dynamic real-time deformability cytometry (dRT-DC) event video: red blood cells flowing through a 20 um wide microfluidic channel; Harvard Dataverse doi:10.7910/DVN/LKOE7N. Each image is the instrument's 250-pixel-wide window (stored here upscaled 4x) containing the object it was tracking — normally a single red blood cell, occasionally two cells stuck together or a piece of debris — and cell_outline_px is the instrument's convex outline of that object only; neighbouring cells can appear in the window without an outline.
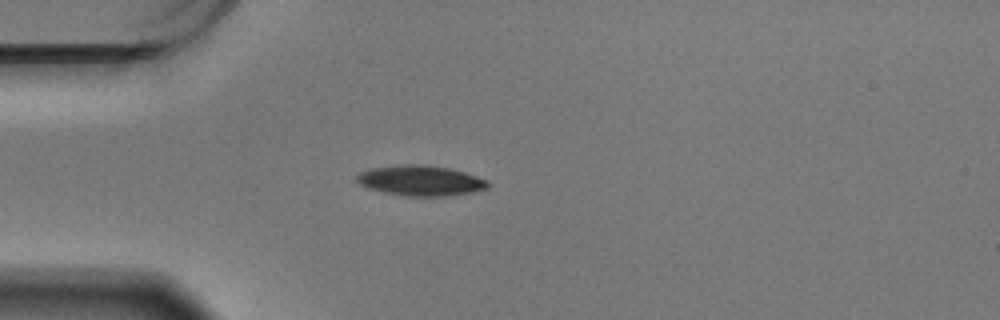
{"species": "Egyptian fruit bat (a non-hibernating species)", "species_latin": "Rousettus aegyptiacus", "temperature_condition": "warm", "stored_images_in_passage": 44, "camera_frame_rate_fps": 3000, "um_per_image_px": 0.085, "animal": {"sex": "male"}, "frame": {"image": 1, "passage_image": 1, "time_ms": 0.0, "image_size_px": [1000, 320], "cell_outline_px": [[488, 188], [472, 192], [448, 196], [408, 196], [384, 192], [368, 188], [360, 184], [356, 180], [356, 176], [360, 172], [372, 168], [400, 164], [424, 164], [448, 168], [464, 172], [488, 180]], "centroid_in_image_um": [35.75, 15.34], "position_along_channel_um": 49.3, "area_um2": 23.12}}
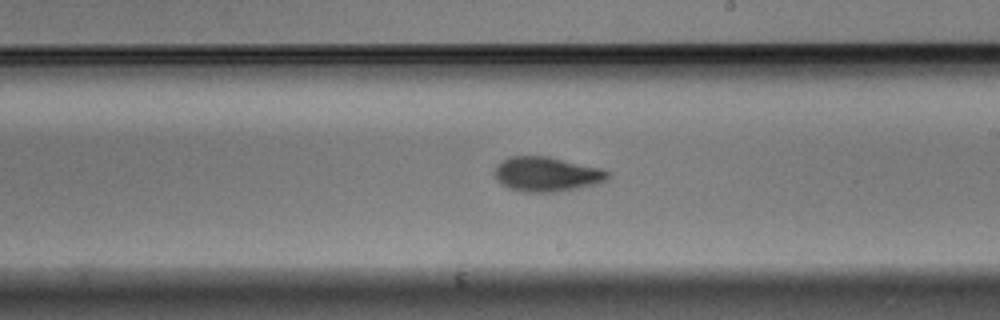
{"frame": {"image": 2, "passage_image": 19, "time_ms": 6.0, "image_size_px": [1000, 320], "cell_outline_px": [[608, 180], [596, 184], [556, 192], [520, 192], [508, 188], [500, 184], [496, 180], [492, 172], [496, 164], [508, 156], [548, 156], [600, 168], [608, 172]], "centroid_in_image_um": [46.38, 14.81], "position_along_channel_um": 242.6, "area_um2": 23.12}}
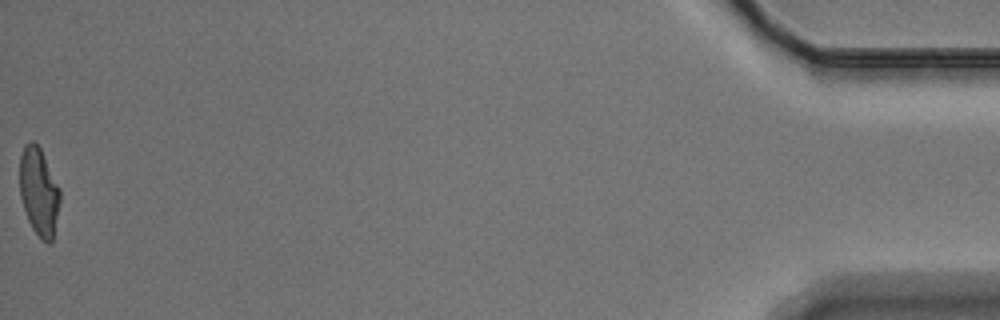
{"frame": {"image": 3, "passage_image": 44, "time_ms": 14.333, "image_size_px": [1000, 320], "cell_outline_px": [[60, 204], [52, 240], [48, 244], [32, 228], [28, 220], [20, 196], [20, 156], [24, 144], [28, 140], [32, 140], [40, 148], [60, 188]], "centroid_in_image_um": [3.3, 16.25], "position_along_channel_um": 431.9, "area_um2": 20.52}, "authors_computed_cell_mechanics": {"area_um2": 22.1085, "velocity_mm_per_s": 3.4332, "shape_relaxation_time_tau1_ms": 4.3954, "shape_relaxation_time_tau2_ms": 2.3696, "deformation_change_tau1": 0.1655, "deformation_change_tau2": 0.0801}}